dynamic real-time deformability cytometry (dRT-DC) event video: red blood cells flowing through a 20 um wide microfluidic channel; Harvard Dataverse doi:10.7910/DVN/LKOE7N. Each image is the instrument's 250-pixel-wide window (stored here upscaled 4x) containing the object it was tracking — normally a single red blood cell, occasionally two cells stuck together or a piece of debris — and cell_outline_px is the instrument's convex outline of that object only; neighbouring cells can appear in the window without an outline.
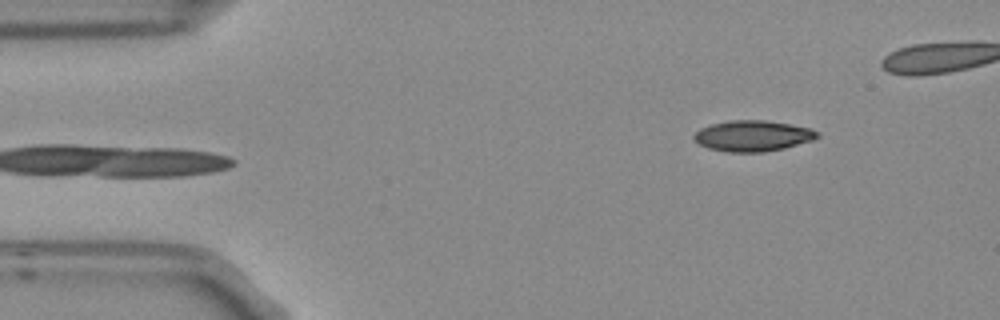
{"species": "Egyptian fruit bat (a non-hibernating species)", "species_latin": "Rousettus aegyptiacus", "temperature_condition": "room temperature", "stored_images_in_passage": 3, "camera_frame_rate_fps": 3000, "um_per_image_px": 0.085, "frame": {"image": 1, "passage_image": 3, "time_ms": 0.667, "image_size_px": [1000, 320], "cell_outline_px": [[820, 136], [812, 140], [784, 148], [764, 152], [724, 152], [708, 148], [700, 144], [692, 136], [700, 128], [712, 124], [728, 120], [768, 120], [808, 128], [820, 132]], "centroid_in_image_um": [63.97, 11.55], "position_along_channel_um": 21.0, "area_um2": 22.14}}